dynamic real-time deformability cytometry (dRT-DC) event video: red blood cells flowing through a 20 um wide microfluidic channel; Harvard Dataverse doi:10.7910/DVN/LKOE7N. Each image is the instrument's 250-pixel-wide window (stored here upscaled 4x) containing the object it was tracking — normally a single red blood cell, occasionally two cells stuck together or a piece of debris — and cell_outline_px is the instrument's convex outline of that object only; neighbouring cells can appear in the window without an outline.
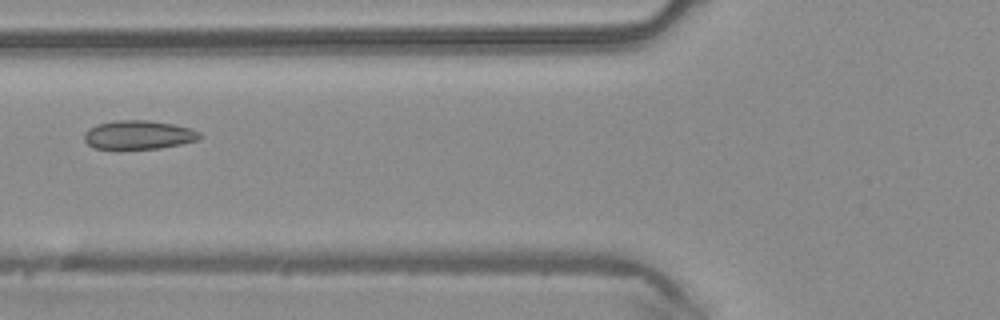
{"species": "common noctule bat (a hibernating species)", "species_latin": "Nyctalus noctula", "temperature_condition": "warm", "stored_images_in_passage": 4, "camera_frame_rate_fps": 3000, "um_per_image_px": 0.085, "animal": {"sex": "male", "body_mass_g": 20.4}, "frame": {"image": 1, "passage_image": 3, "time_ms": 0.667, "image_size_px": [1000, 320], "cell_outline_px": [[204, 136], [196, 140], [180, 144], [160, 148], [92, 148], [84, 140], [84, 132], [88, 128], [96, 124], [116, 120], [148, 120], [172, 124], [192, 128], [200, 132]], "centroid_in_image_um": [11.77, 11.45], "position_along_channel_um": 114.0, "area_um2": 19.36}}
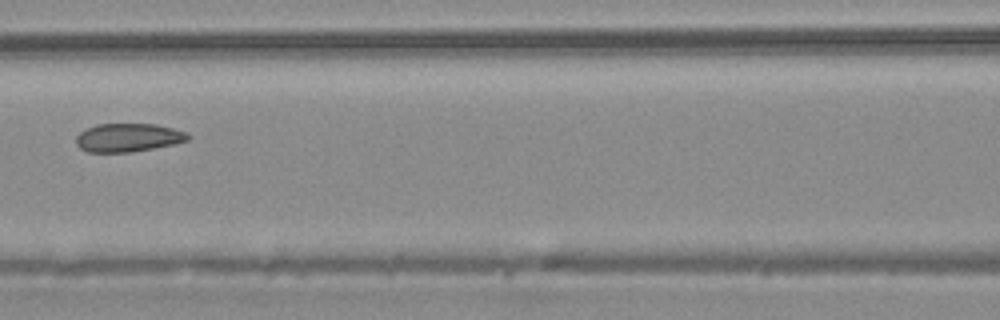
{"frame": {"image": 2, "passage_image": 4, "time_ms": 1.0, "image_size_px": [1000, 320], "cell_outline_px": [[192, 136], [188, 140], [176, 144], [132, 152], [88, 152], [80, 148], [76, 144], [76, 136], [80, 132], [96, 124], [156, 124], [188, 132]], "centroid_in_image_um": [10.93, 11.7], "position_along_channel_um": 155.7, "area_um2": 18.67}}